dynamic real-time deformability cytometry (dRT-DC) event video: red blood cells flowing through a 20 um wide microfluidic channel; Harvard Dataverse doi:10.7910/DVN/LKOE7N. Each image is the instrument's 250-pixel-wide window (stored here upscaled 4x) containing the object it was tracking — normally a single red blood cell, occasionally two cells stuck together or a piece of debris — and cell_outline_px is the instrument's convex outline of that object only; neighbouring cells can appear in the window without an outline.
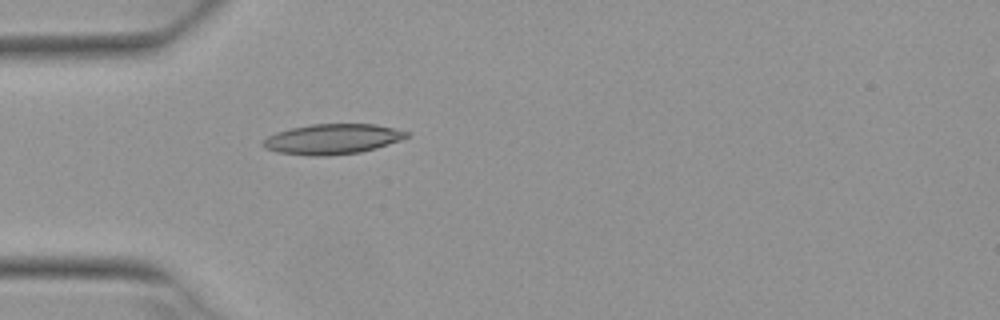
{"species": "Egyptian fruit bat (a non-hibernating species)", "species_latin": "Rousettus aegyptiacus", "temperature_condition": "warm", "stored_images_in_passage": 3, "camera_frame_rate_fps": 3000, "um_per_image_px": 0.085, "animal": {"sex": "female"}, "frame": {"image": 1, "passage_image": 3, "time_ms": 0.667, "image_size_px": [1000, 320], "cell_outline_px": [[408, 136], [400, 140], [376, 148], [360, 152], [328, 156], [312, 156], [276, 152], [264, 148], [260, 144], [268, 136], [276, 132], [292, 128], [312, 124], [376, 124], [408, 132]], "centroid_in_image_um": [28.21, 11.83], "position_along_channel_um": 56.8, "area_um2": 25.2}}